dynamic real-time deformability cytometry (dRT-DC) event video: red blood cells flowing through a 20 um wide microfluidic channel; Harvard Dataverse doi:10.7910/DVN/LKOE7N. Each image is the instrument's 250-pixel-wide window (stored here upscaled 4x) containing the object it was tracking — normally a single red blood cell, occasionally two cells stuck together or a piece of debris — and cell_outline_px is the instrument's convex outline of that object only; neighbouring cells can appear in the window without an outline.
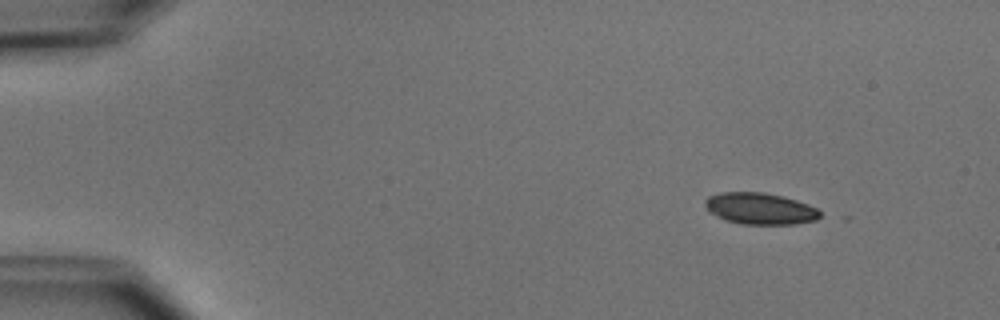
{"species": "common noctule bat (a hibernating species)", "species_latin": "Nyctalus noctula", "temperature_condition": "cold", "stored_images_in_passage": 6, "camera_frame_rate_fps": 3000, "um_per_image_px": 0.085, "animal": {"sex": "male", "body_mass_g": 15.6}, "frame": {"image": 1, "passage_image": 1, "time_ms": 0.0, "image_size_px": [1000, 320], "cell_outline_px": [[824, 216], [816, 220], [792, 224], [744, 224], [724, 220], [708, 212], [704, 204], [704, 200], [708, 196], [720, 192], [764, 192], [784, 196], [808, 204], [816, 208]], "centroid_in_image_um": [64.59, 17.72], "position_along_channel_um": 20.4, "area_um2": 21.39}}
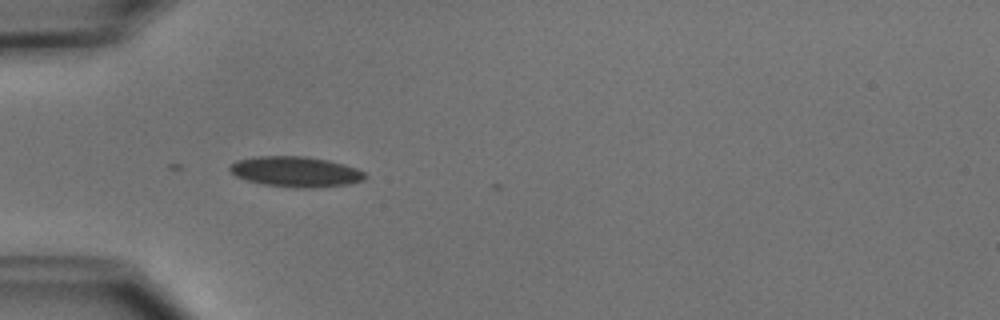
{"frame": {"image": 2, "passage_image": 4, "time_ms": 3.333, "image_size_px": [1000, 320], "cell_outline_px": [[368, 176], [364, 180], [348, 184], [316, 188], [296, 188], [264, 184], [244, 180], [236, 176], [228, 168], [228, 164], [236, 160], [252, 156], [308, 156], [328, 160], [344, 164], [356, 168], [364, 172]], "centroid_in_image_um": [25.11, 14.59], "position_along_channel_um": 59.9, "area_um2": 24.33}}